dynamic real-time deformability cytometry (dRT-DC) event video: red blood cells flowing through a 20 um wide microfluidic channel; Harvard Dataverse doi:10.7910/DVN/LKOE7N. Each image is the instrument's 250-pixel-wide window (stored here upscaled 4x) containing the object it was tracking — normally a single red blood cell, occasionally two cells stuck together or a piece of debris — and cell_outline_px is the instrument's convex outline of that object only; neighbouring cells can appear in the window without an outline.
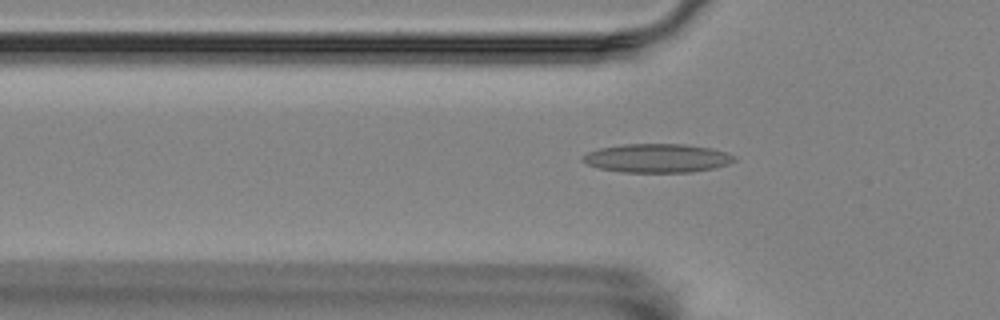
{"species": "Egyptian fruit bat (a non-hibernating species)", "species_latin": "Rousettus aegyptiacus", "temperature_condition": "room temperature", "stored_images_in_passage": 55, "camera_frame_rate_fps": 3000, "um_per_image_px": 0.085, "animal": {"sex": "female"}, "frame": {"image": 1, "passage_image": 17, "time_ms": 5.333, "image_size_px": [1000, 320], "cell_outline_px": [[736, 160], [728, 164], [712, 168], [692, 172], [620, 172], [600, 168], [588, 164], [580, 160], [580, 156], [588, 152], [600, 148], [624, 144], [684, 144], [712, 148], [728, 152], [736, 156]], "centroid_in_image_um": [55.86, 13.44], "position_along_channel_um": 69.9, "area_um2": 25.49}}
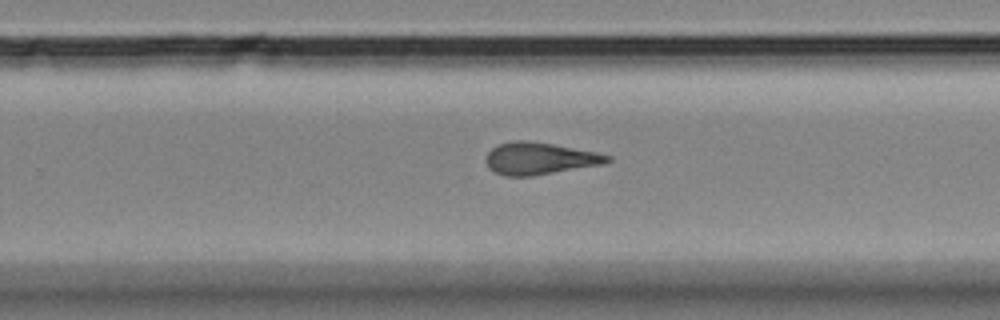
{"frame": {"image": 2, "passage_image": 35, "time_ms": 11.333, "image_size_px": [1000, 320], "cell_outline_px": [[612, 160], [600, 164], [532, 176], [504, 176], [488, 168], [484, 160], [488, 152], [492, 148], [500, 144], [512, 140], [528, 140], [552, 144], [596, 152], [612, 156]], "centroid_in_image_um": [45.81, 13.46], "position_along_channel_um": 284.0, "area_um2": 22.54}}
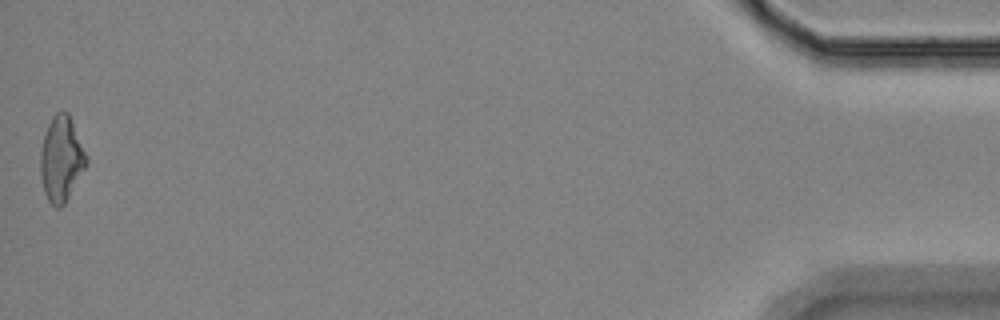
{"frame": {"image": 3, "passage_image": 55, "time_ms": 18.0, "image_size_px": [1000, 320], "cell_outline_px": [[88, 164], [64, 204], [60, 208], [56, 208], [48, 200], [44, 192], [40, 176], [40, 152], [44, 136], [48, 124], [52, 116], [56, 112], [68, 112], [88, 156]], "centroid_in_image_um": [5.22, 13.52], "position_along_channel_um": 430.0, "area_um2": 22.89}, "authors_computed_cell_mechanics": {"area_um2": 22.6576, "velocity_mm_per_s": 3.5493, "shape_relaxation_time_tau1_ms": 10.5462, "shape_relaxation_time_tau2_ms": 2.7581, "deformation_change_tau1": 0.2258, "deformation_change_tau2": 0.1308}}